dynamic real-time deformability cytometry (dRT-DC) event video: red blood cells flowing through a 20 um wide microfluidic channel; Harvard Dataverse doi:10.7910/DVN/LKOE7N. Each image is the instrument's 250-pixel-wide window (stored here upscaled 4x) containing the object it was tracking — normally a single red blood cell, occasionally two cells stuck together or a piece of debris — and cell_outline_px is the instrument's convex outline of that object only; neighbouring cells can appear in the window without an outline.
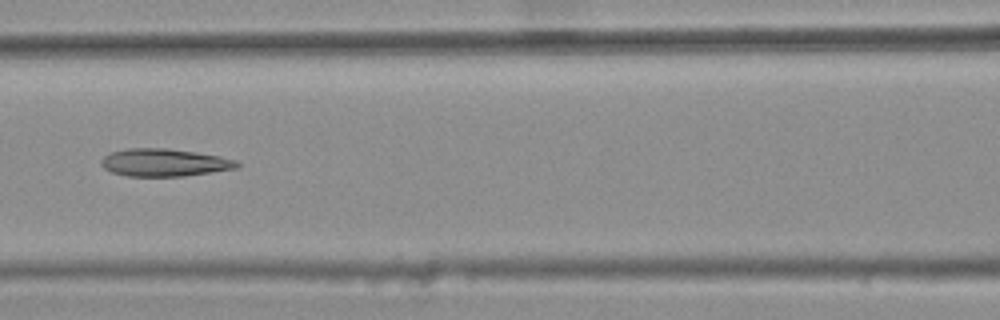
{"species": "common noctule bat (a hibernating species)", "species_latin": "Nyctalus noctula", "temperature_condition": "warm", "stored_images_in_passage": 9, "camera_frame_rate_fps": 3000, "um_per_image_px": 0.085, "animal": {"sex": "female", "body_mass_g": 25.1}, "frame": {"image": 1, "passage_image": 7, "time_ms": 2.0, "image_size_px": [1000, 320], "cell_outline_px": [[240, 168], [184, 176], [128, 176], [112, 172], [104, 168], [100, 164], [100, 160], [104, 156], [112, 152], [128, 148], [168, 148], [196, 152], [220, 156], [236, 160], [240, 164]], "centroid_in_image_um": [13.99, 13.81], "position_along_channel_um": 152.6, "area_um2": 21.96}}
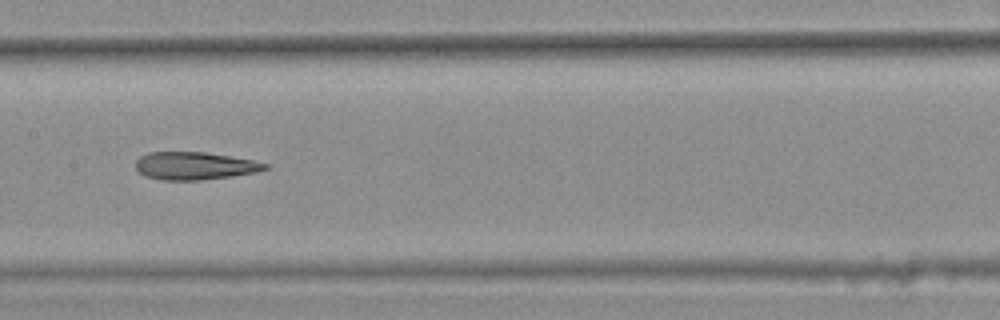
{"frame": {"image": 2, "passage_image": 8, "time_ms": 2.333, "image_size_px": [1000, 320], "cell_outline_px": [[268, 168], [256, 172], [232, 176], [200, 180], [164, 180], [144, 176], [136, 168], [136, 160], [140, 156], [148, 152], [204, 152], [252, 160], [268, 164]], "centroid_in_image_um": [16.52, 14.1], "position_along_channel_um": 190.9, "area_um2": 20.75}}
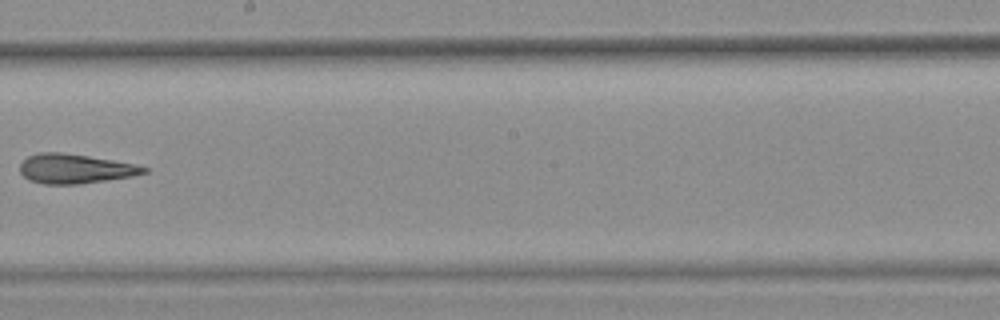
{"frame": {"image": 3, "passage_image": 9, "time_ms": 2.667, "image_size_px": [1000, 320], "cell_outline_px": [[148, 172], [132, 176], [80, 184], [44, 184], [28, 180], [20, 172], [20, 164], [28, 156], [40, 152], [64, 152], [136, 164], [148, 168]], "centroid_in_image_um": [6.37, 14.34], "position_along_channel_um": 241.8, "area_um2": 21.27}}